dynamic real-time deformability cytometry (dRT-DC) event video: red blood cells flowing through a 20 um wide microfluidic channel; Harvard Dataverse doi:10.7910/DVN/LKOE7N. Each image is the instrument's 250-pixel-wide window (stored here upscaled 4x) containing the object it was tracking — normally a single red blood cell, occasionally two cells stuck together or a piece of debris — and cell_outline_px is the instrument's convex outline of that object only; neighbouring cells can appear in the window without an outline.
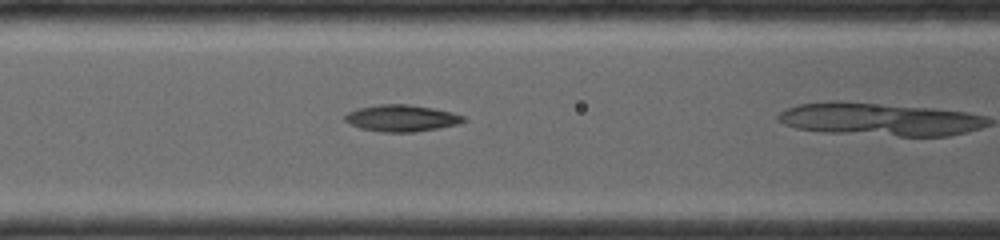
{"species": "common noctule bat (a hibernating species)", "species_latin": "Nyctalus noctula", "temperature_condition": "room temperature", "stored_images_in_passage": 7, "camera_frame_rate_fps": 4000, "um_per_image_px": 0.085, "animal": {"sex": "female", "body_mass_g": 19.0, "forearm_length_mm": 56.7}, "frame": {"image": 1, "passage_image": 6, "time_ms": 2.0, "image_size_px": [1000, 240], "cell_outline_px": [[468, 120], [460, 124], [416, 132], [380, 132], [360, 128], [344, 120], [344, 116], [348, 112], [356, 108], [380, 104], [408, 104], [432, 108], [452, 112], [464, 116]], "centroid_in_image_um": [34.15, 10.04], "position_along_channel_um": 132.4, "area_um2": 18.55}}